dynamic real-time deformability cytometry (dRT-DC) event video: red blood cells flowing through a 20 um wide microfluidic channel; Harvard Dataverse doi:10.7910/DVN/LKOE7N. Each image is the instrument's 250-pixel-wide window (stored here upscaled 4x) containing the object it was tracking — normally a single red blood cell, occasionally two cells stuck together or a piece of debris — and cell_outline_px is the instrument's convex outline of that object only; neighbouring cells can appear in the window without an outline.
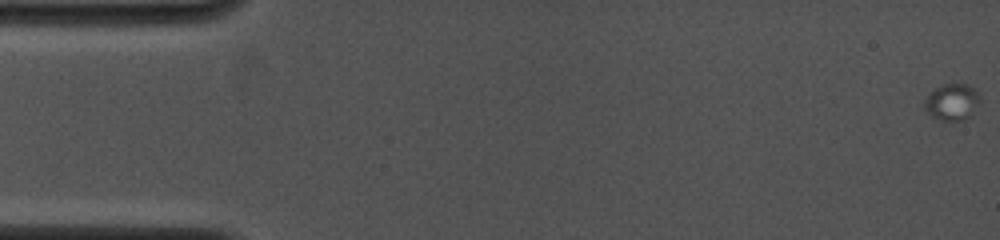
{"species": "common noctule bat (a hibernating species)", "species_latin": "Nyctalus noctula", "temperature_condition": "cold", "stored_images_in_passage": 8, "camera_frame_rate_fps": 4000, "um_per_image_px": 0.085, "animal": {"sex": "female", "body_mass_g": 19.0, "forearm_length_mm": 53.3}, "frame": {"image": 1, "passage_image": 1, "time_ms": 0.0, "image_size_px": [1000, 240], "cell_outline_px": [[980, 100], [968, 116], [964, 120], [940, 120], [932, 116], [928, 112], [924, 104], [924, 100], [936, 88], [944, 84], [968, 84], [980, 96]], "centroid_in_image_um": [80.91, 8.66], "position_along_channel_um": 4.1, "area_um2": 11.33}}